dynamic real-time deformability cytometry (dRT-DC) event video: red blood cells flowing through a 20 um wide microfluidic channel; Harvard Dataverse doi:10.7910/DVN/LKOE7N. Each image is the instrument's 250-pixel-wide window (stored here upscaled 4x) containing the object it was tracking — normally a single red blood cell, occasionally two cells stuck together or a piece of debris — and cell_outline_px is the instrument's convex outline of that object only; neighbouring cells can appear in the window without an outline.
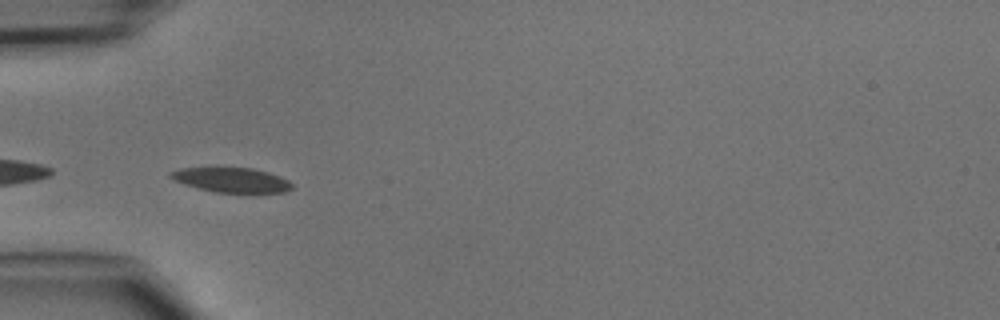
{"species": "common noctule bat (a hibernating species)", "species_latin": "Nyctalus noctula", "temperature_condition": "cold", "stored_images_in_passage": 48, "segment_of_instrument_passage": [2, 2], "camera_frame_rate_fps": 3000, "um_per_image_px": 0.085, "animal": {"sex": "male", "body_mass_g": 15.6}, "frame": {"image": 1, "passage_image": 16, "time_ms": 5.0, "image_size_px": [1000, 320], "cell_outline_px": [[292, 188], [284, 192], [216, 192], [184, 184], [168, 176], [168, 172], [180, 168], [216, 164], [252, 168], [268, 172], [280, 176], [288, 180], [292, 184]], "centroid_in_image_um": [19.6, 15.22], "position_along_channel_um": 65.4, "area_um2": 18.21}}
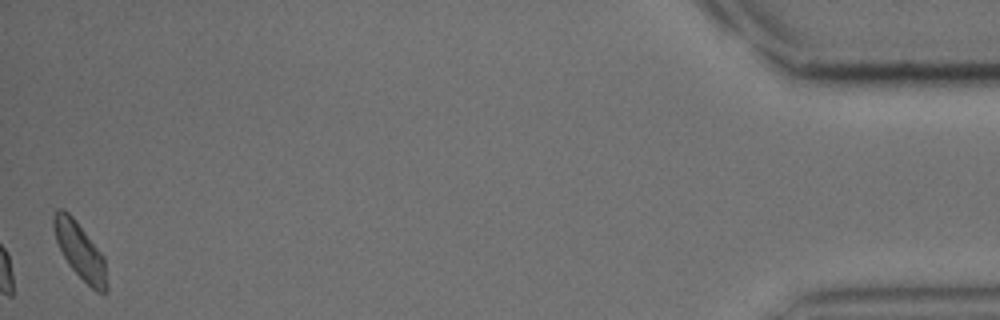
{"frame": {"image": 2, "passage_image": 48, "time_ms": 15.667, "image_size_px": [1000, 320], "cell_outline_px": [[108, 292], [96, 292], [68, 264], [56, 240], [52, 224], [52, 216], [56, 208], [64, 208], [76, 220], [104, 256], [108, 284]], "centroid_in_image_um": [6.8, 21.29], "position_along_channel_um": 428.4, "area_um2": 17.46}}